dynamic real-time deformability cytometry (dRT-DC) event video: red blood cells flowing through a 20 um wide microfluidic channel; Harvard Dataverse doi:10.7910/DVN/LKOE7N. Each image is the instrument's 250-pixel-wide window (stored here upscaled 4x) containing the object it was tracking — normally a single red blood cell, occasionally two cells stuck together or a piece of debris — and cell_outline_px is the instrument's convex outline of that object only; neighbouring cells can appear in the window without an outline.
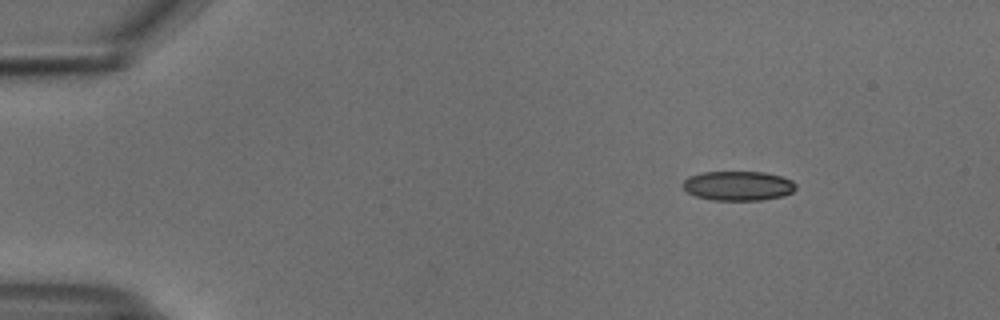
{"species": "common noctule bat (a hibernating species)", "species_latin": "Nyctalus noctula", "temperature_condition": "cold", "stored_images_in_passage": 48, "camera_frame_rate_fps": 3000, "um_per_image_px": 0.085, "animal": {"sex": "male", "body_mass_g": 18.8}, "frame": {"image": 1, "passage_image": 1, "time_ms": 0.0, "image_size_px": [1000, 320], "cell_outline_px": [[796, 188], [792, 192], [784, 196], [760, 200], [712, 200], [696, 196], [688, 192], [680, 184], [688, 176], [704, 172], [764, 172], [780, 176], [792, 180], [796, 184]], "centroid_in_image_um": [62.73, 15.79], "position_along_channel_um": 22.3, "area_um2": 19.48}}
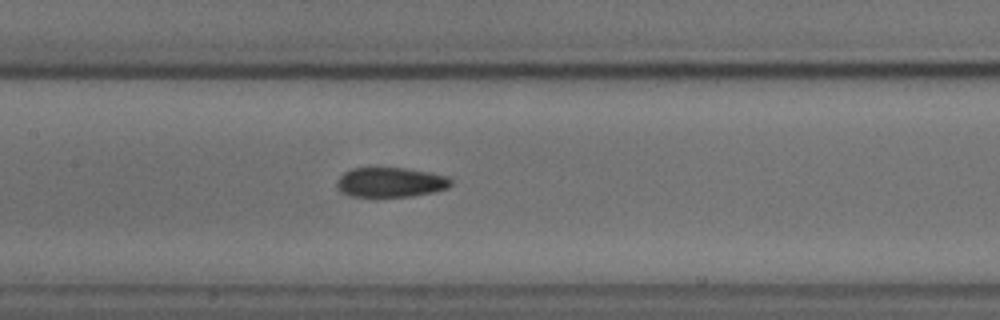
{"frame": {"image": 2, "passage_image": 20, "time_ms": 6.333, "image_size_px": [1000, 320], "cell_outline_px": [[452, 184], [448, 188], [436, 192], [412, 196], [352, 196], [340, 192], [336, 184], [336, 180], [344, 172], [352, 168], [404, 168], [428, 172], [448, 176], [452, 180]], "centroid_in_image_um": [33.21, 15.49], "position_along_channel_um": 174.2, "area_um2": 19.83}}
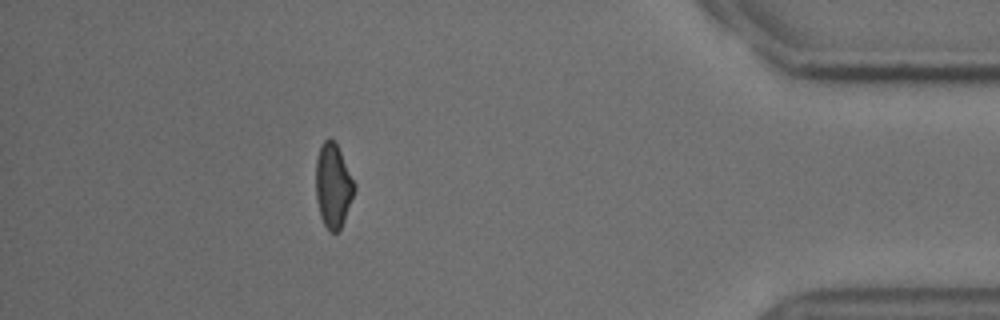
{"frame": {"image": 3, "passage_image": 42, "time_ms": 13.667, "image_size_px": [1000, 320], "cell_outline_px": [[356, 188], [344, 220], [340, 228], [336, 232], [328, 232], [320, 216], [316, 200], [316, 160], [320, 144], [328, 136], [336, 144], [356, 184]], "centroid_in_image_um": [28.3, 15.78], "position_along_channel_um": 406.9, "area_um2": 18.9}, "authors_computed_cell_mechanics": {"area_um2": 19.8543, "velocity_mm_per_s": 3.767, "shape_relaxation_time_tau1_ms": 6.1251, "shape_relaxation_time_tau2_ms": 5.9919, "deformation_change_tau1": 0.1265, "deformation_change_tau2": 0.1004}}